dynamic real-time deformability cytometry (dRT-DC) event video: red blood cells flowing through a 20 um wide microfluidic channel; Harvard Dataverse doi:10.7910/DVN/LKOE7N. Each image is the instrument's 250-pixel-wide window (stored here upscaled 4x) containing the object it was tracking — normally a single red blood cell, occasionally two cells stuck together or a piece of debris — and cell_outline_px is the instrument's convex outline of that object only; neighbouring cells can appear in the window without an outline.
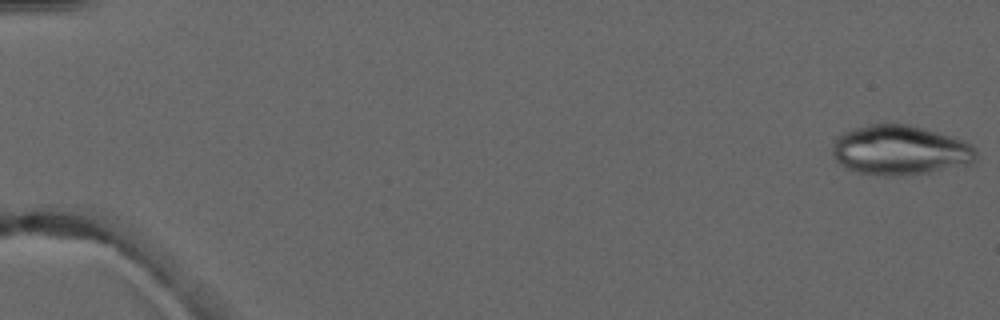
{"species": "common noctule bat (a hibernating species)", "species_latin": "Nyctalus noctula", "temperature_condition": "warm", "stored_images_in_passage": 5, "camera_frame_rate_fps": 3000, "um_per_image_px": 0.085, "animal": {"sex": "male", "forearm_length_mm": 52.5}, "frame": {"image": 1, "passage_image": 1, "time_ms": 0.0, "image_size_px": [1000, 320], "cell_outline_px": [[976, 160], [972, 164], [932, 172], [908, 176], [880, 176], [856, 172], [844, 168], [832, 156], [832, 144], [836, 136], [852, 128], [868, 124], [908, 124], [964, 140], [972, 144], [976, 148]], "centroid_in_image_um": [76.49, 12.79], "position_along_channel_um": 8.5, "area_um2": 42.43}}